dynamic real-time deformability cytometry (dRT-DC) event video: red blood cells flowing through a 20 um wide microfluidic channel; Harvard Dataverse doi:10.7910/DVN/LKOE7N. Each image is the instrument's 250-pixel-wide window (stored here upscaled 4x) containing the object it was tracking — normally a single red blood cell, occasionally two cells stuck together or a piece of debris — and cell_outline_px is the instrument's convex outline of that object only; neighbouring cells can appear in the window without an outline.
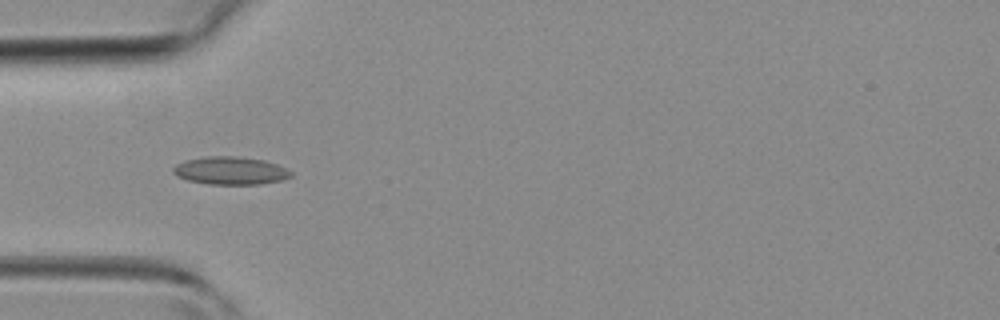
{"species": "common noctule bat (a hibernating species)", "species_latin": "Nyctalus noctula", "temperature_condition": "room temperature", "stored_images_in_passage": 41, "camera_frame_rate_fps": 3000, "um_per_image_px": 0.085, "animal": {"sex": "female", "body_mass_g": 19.3, "forearm_length_mm": 54.1}, "frame": {"image": 1, "passage_image": 12, "time_ms": 3.667, "image_size_px": [1000, 320], "cell_outline_px": [[292, 176], [280, 180], [260, 184], [208, 184], [188, 180], [176, 176], [172, 172], [172, 168], [176, 164], [184, 160], [204, 156], [236, 156], [264, 160], [276, 164], [292, 172]], "centroid_in_image_um": [19.53, 14.5], "position_along_channel_um": 65.5, "area_um2": 19.13}}
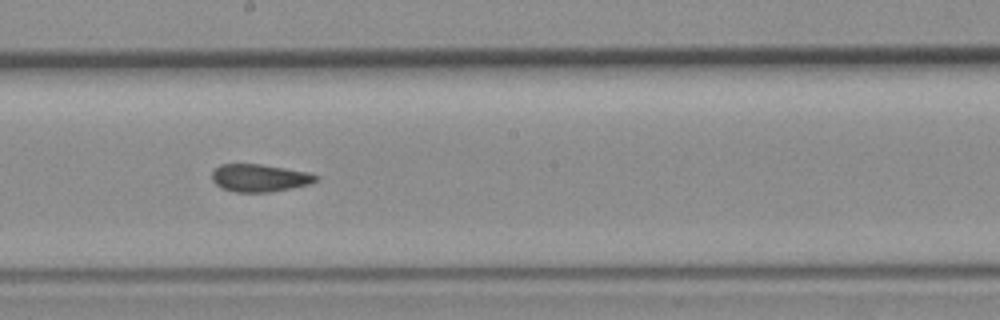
{"frame": {"image": 2, "passage_image": 22, "time_ms": 7.0, "image_size_px": [1000, 320], "cell_outline_px": [[320, 180], [308, 184], [268, 192], [236, 192], [220, 188], [212, 180], [212, 172], [220, 164], [260, 164], [308, 172], [316, 176]], "centroid_in_image_um": [22.02, 15.12], "position_along_channel_um": 226.2, "area_um2": 16.53}}
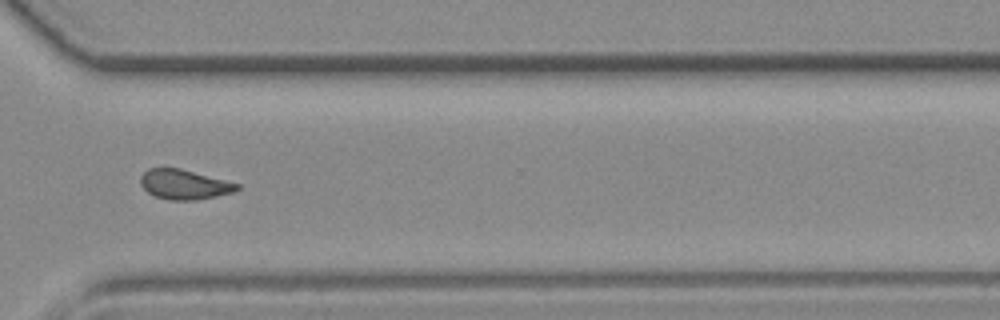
{"frame": {"image": 3, "passage_image": 30, "time_ms": 9.667, "image_size_px": [1000, 320], "cell_outline_px": [[240, 188], [232, 192], [216, 196], [196, 200], [168, 200], [156, 196], [148, 192], [140, 184], [140, 176], [148, 168], [180, 168], [240, 184]], "centroid_in_image_um": [15.65, 15.67], "position_along_channel_um": 355.0, "area_um2": 16.65}}